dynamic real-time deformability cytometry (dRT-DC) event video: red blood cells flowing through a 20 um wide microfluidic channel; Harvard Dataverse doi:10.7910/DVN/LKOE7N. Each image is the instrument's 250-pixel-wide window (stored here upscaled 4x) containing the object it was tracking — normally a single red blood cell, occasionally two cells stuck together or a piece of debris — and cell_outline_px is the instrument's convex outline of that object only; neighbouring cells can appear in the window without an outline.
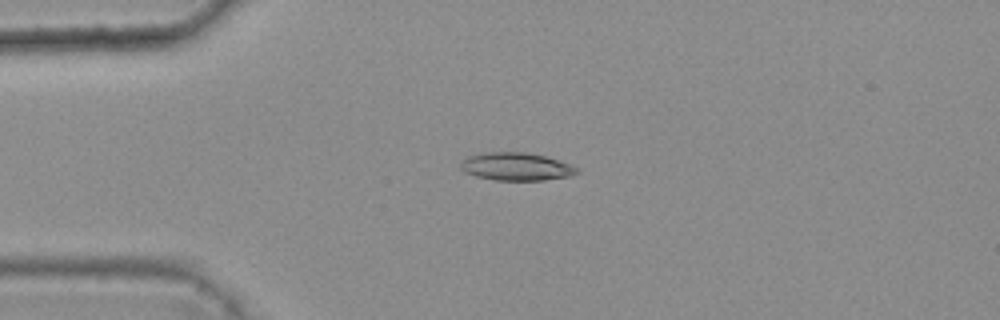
{"species": "common noctule bat (a hibernating species)", "species_latin": "Nyctalus noctula", "temperature_condition": "warm", "stored_images_in_passage": 4, "camera_frame_rate_fps": 3000, "um_per_image_px": 0.085, "animal": {"sex": "female", "body_mass_g": 25.1}, "frame": {"image": 1, "passage_image": 4, "time_ms": 1.0, "image_size_px": [1000, 320], "cell_outline_px": [[580, 172], [572, 176], [544, 180], [496, 180], [476, 176], [464, 172], [460, 168], [460, 160], [468, 156], [484, 152], [524, 152], [544, 156], [572, 164], [580, 168]], "centroid_in_image_um": [43.9, 14.16], "position_along_channel_um": 41.1, "area_um2": 19.13}}